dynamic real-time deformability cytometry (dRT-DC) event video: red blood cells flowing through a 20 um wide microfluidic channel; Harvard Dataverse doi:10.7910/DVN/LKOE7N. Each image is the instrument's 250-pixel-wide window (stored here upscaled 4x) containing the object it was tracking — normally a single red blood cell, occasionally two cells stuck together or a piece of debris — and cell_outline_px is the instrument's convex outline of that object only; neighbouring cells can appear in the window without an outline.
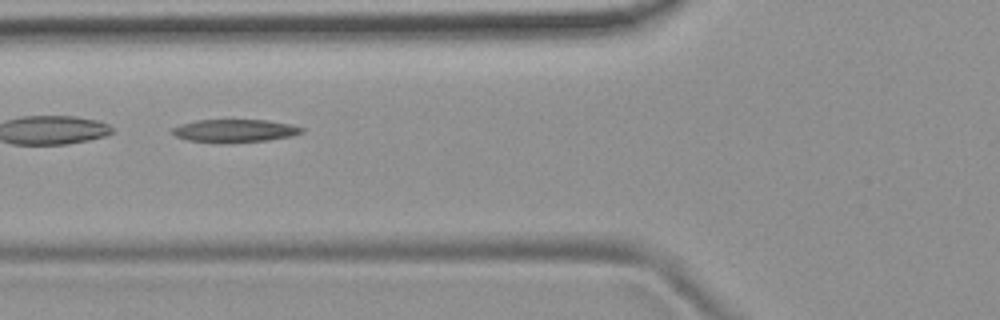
{"species": "common noctule bat (a hibernating species)", "species_latin": "Nyctalus noctula", "temperature_condition": "room temperature", "stored_images_in_passage": 38, "camera_frame_rate_fps": 3000, "um_per_image_px": 0.085, "animal": {"sex": "female", "body_mass_g": 19.9}, "frame": {"image": 1, "passage_image": 6, "time_ms": 1.667, "image_size_px": [1000, 320], "cell_outline_px": [[304, 132], [292, 136], [268, 140], [228, 144], [188, 140], [176, 136], [172, 132], [172, 128], [180, 124], [196, 120], [268, 120], [288, 124], [304, 128]], "centroid_in_image_um": [19.95, 11.13], "position_along_channel_um": 105.8, "area_um2": 17.46}, "authors_computed_cell_mechanics": {"area_um2": 17.8602, "velocity_mm_per_s": 3.7662, "shape_relaxation_time_tau1_ms": null, "shape_relaxation_time_tau2_ms": 7.2296, "deformation_change_tau1": null, "deformation_change_tau2": 0.2049}}